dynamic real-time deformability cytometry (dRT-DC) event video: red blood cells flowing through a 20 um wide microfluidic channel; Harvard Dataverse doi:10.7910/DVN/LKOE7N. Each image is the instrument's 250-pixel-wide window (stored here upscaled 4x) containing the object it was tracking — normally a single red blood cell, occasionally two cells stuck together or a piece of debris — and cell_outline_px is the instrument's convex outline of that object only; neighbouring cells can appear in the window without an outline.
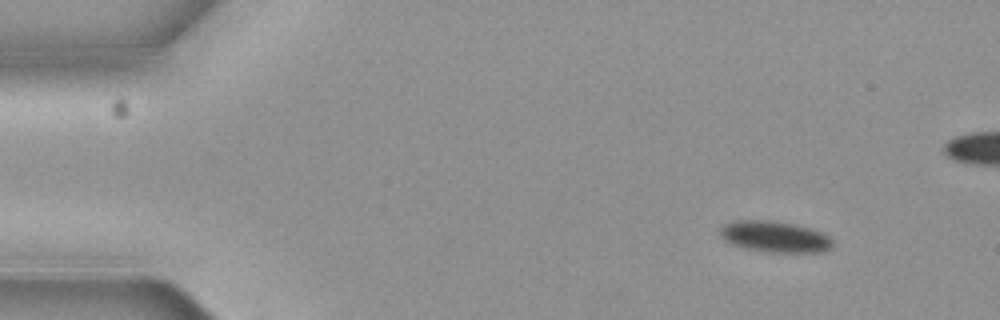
{"species": "common noctule bat (a hibernating species)", "species_latin": "Nyctalus noctula", "temperature_condition": "cold", "stored_images_in_passage": 5, "camera_frame_rate_fps": 3000, "um_per_image_px": 0.085, "animal": {"sex": "female", "body_mass_g": 19.3, "forearm_length_mm": 54.1}, "frame": {"image": 1, "passage_image": 2, "time_ms": 0.333, "image_size_px": [1000, 320], "cell_outline_px": [[832, 248], [820, 252], [768, 252], [744, 248], [732, 244], [724, 240], [720, 236], [720, 228], [724, 224], [740, 220], [768, 220], [792, 224], [808, 228], [820, 232], [828, 236], [832, 240]], "centroid_in_image_um": [65.83, 20.13], "position_along_channel_um": 19.2, "area_um2": 20.23}}